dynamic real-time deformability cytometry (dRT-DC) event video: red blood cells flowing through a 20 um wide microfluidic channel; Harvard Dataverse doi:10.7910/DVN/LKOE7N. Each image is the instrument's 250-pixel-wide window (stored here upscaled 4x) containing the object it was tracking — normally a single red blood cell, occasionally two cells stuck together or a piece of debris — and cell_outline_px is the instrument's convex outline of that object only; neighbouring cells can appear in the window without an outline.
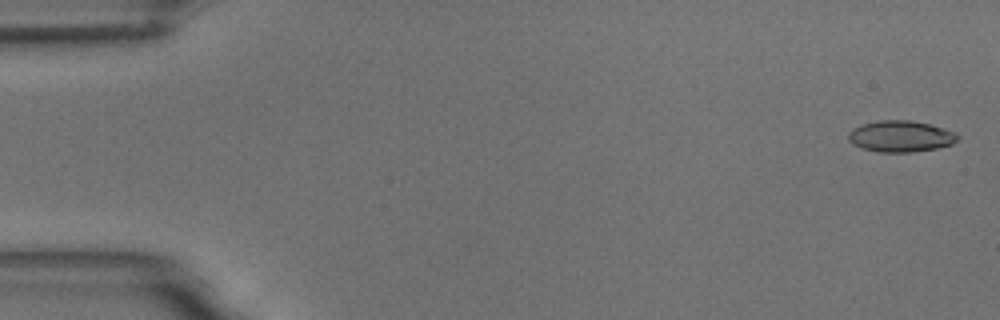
{"species": "common noctule bat (a hibernating species)", "species_latin": "Nyctalus noctula", "temperature_condition": "room temperature", "stored_images_in_passage": 56, "camera_frame_rate_fps": 3000, "um_per_image_px": 0.085, "animal": {"sex": "male", "body_mass_g": 18.8}, "frame": {"image": 1, "passage_image": 2, "time_ms": 0.333, "image_size_px": [1000, 320], "cell_outline_px": [[960, 136], [952, 144], [936, 148], [912, 152], [880, 152], [864, 148], [852, 144], [848, 140], [848, 132], [852, 128], [864, 124], [880, 120], [908, 120], [928, 124], [956, 132]], "centroid_in_image_um": [76.54, 11.59], "position_along_channel_um": 8.5, "area_um2": 19.77}}
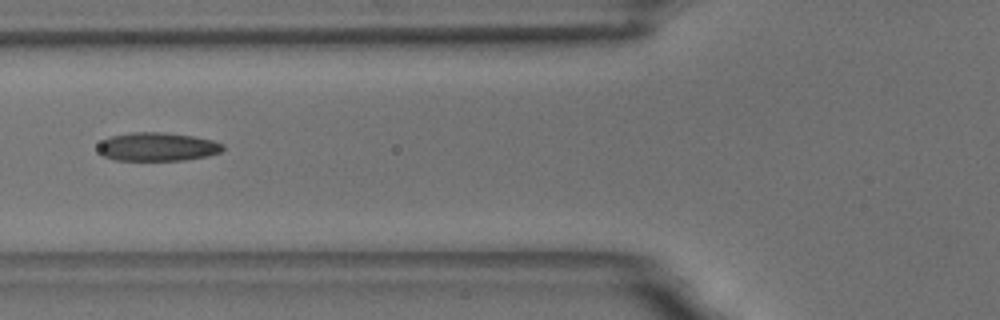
{"frame": {"image": 2, "passage_image": 22, "time_ms": 7.0, "image_size_px": [1000, 320], "cell_outline_px": [[224, 148], [220, 152], [208, 156], [184, 160], [116, 160], [104, 156], [100, 152], [100, 144], [104, 140], [112, 136], [132, 132], [164, 132], [192, 136], [212, 140], [224, 144]], "centroid_in_image_um": [13.43, 12.47], "position_along_channel_um": 112.4, "area_um2": 20.52}}
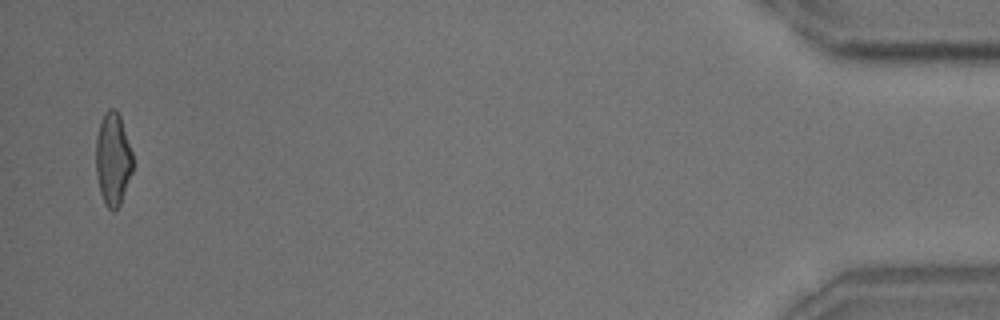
{"frame": {"image": 3, "passage_image": 55, "time_ms": 18.0, "image_size_px": [1000, 320], "cell_outline_px": [[132, 172], [120, 204], [116, 212], [112, 212], [104, 204], [100, 192], [96, 172], [96, 136], [100, 120], [104, 112], [108, 108], [116, 108], [120, 116], [132, 152]], "centroid_in_image_um": [9.58, 13.52], "position_along_channel_um": 425.6, "area_um2": 20.11}, "authors_computed_cell_mechanics": {"area_um2": 20.1144, "velocity_mm_per_s": 3.635, "shape_relaxation_time_tau1_ms": 6.5914, "shape_relaxation_time_tau2_ms": 1.8017, "deformation_change_tau1": 0.1823, "deformation_change_tau2": 0.0988}}